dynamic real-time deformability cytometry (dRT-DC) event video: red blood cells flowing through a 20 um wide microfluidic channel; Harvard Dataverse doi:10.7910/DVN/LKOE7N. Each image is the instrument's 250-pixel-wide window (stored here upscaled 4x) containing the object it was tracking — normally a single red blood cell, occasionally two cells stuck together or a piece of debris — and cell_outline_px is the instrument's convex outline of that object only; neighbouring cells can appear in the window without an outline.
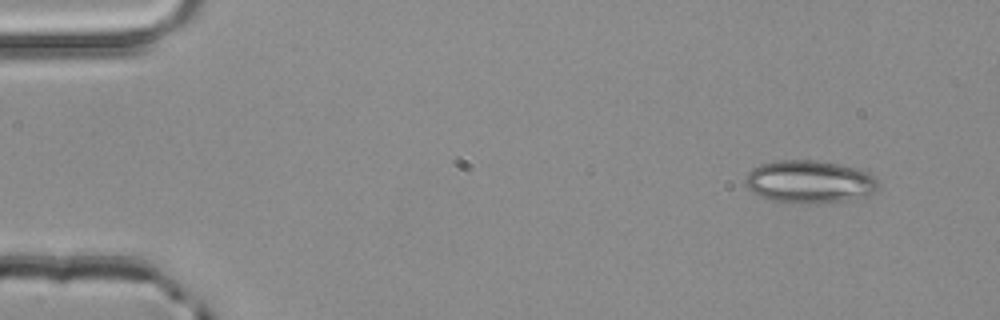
{"species": "common noctule bat (a hibernating species)", "species_latin": "Nyctalus noctula", "temperature_condition": "room temperature", "stored_images_in_passage": 4, "camera_frame_rate_fps": 3000, "um_per_image_px": 0.085, "animal": {"sex": "male", "body_mass_g": 20.4}, "frame": {"image": 1, "passage_image": 1, "time_ms": 0.0, "image_size_px": [1000, 320], "cell_outline_px": [[880, 184], [868, 196], [848, 200], [808, 204], [804, 204], [772, 200], [760, 196], [748, 188], [744, 184], [744, 180], [748, 172], [752, 168], [760, 164], [776, 160], [816, 160], [840, 164], [856, 168], [868, 172]], "centroid_in_image_um": [68.78, 15.44], "position_along_channel_um": 16.2, "area_um2": 33.23}}